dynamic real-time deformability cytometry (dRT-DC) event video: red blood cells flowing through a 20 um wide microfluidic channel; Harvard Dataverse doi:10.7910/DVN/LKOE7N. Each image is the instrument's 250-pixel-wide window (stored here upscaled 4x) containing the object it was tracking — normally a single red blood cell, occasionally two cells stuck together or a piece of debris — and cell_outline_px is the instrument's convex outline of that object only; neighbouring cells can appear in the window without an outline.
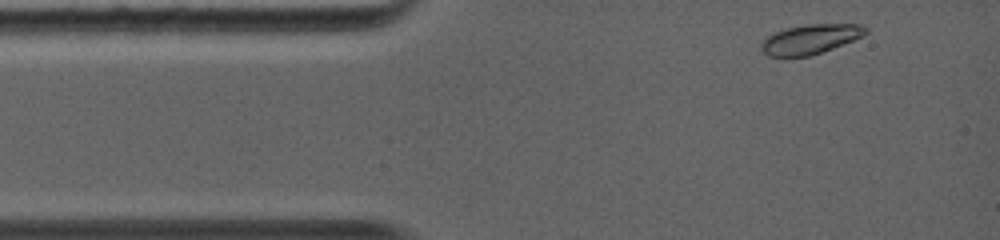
{"species": "common noctule bat (a hibernating species)", "species_latin": "Nyctalus noctula", "temperature_condition": "warm", "stored_images_in_passage": 6, "camera_frame_rate_fps": 5000, "um_per_image_px": 0.085, "animal": {"sex": "female", "body_mass_g": 19.0, "forearm_length_mm": 56.7}, "frame": {"image": 1, "passage_image": 1, "time_ms": 0.0, "image_size_px": [1000, 240], "cell_outline_px": [[868, 32], [852, 40], [832, 48], [808, 56], [768, 56], [760, 48], [760, 44], [772, 32], [804, 24], [860, 24], [868, 28]], "centroid_in_image_um": [68.85, 3.31], "position_along_channel_um": 16.1, "area_um2": 17.74}}
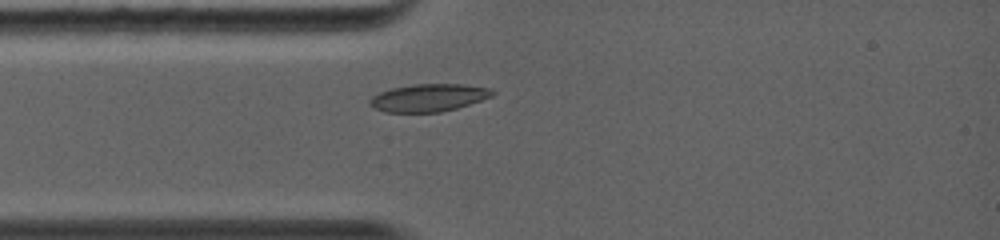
{"frame": {"image": 2, "passage_image": 6, "time_ms": 1.8, "image_size_px": [1000, 240], "cell_outline_px": [[496, 92], [492, 96], [456, 108], [440, 112], [384, 112], [372, 108], [368, 104], [368, 100], [372, 96], [380, 92], [392, 88], [412, 84], [460, 84], [492, 88]], "centroid_in_image_um": [36.39, 8.3], "position_along_channel_um": 48.6, "area_um2": 19.77}}